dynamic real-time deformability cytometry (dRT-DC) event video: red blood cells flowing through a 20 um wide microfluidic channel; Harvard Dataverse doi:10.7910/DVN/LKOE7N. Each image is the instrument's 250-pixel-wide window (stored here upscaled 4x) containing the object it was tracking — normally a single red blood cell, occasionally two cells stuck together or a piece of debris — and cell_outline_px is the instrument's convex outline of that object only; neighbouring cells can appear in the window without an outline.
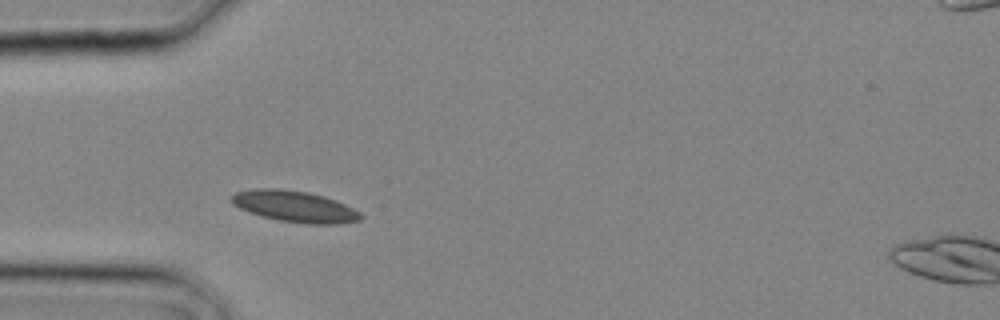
{"species": "common noctule bat (a hibernating species)", "species_latin": "Nyctalus noctula", "temperature_condition": "cold", "stored_images_in_passage": 1, "camera_frame_rate_fps": 3000, "um_per_image_px": 0.085, "animal": {"sex": "male", "body_mass_g": 20.4}, "frame": {"image": 1, "passage_image": 1, "time_ms": 0.0, "image_size_px": [1000, 320], "cell_outline_px": [[364, 216], [360, 220], [340, 224], [308, 224], [280, 220], [264, 216], [240, 208], [232, 204], [232, 196], [236, 192], [256, 188], [280, 188], [308, 192], [324, 196], [336, 200], [360, 212]], "centroid_in_image_um": [25.1, 17.54], "position_along_channel_um": 59.9, "area_um2": 23.35}}